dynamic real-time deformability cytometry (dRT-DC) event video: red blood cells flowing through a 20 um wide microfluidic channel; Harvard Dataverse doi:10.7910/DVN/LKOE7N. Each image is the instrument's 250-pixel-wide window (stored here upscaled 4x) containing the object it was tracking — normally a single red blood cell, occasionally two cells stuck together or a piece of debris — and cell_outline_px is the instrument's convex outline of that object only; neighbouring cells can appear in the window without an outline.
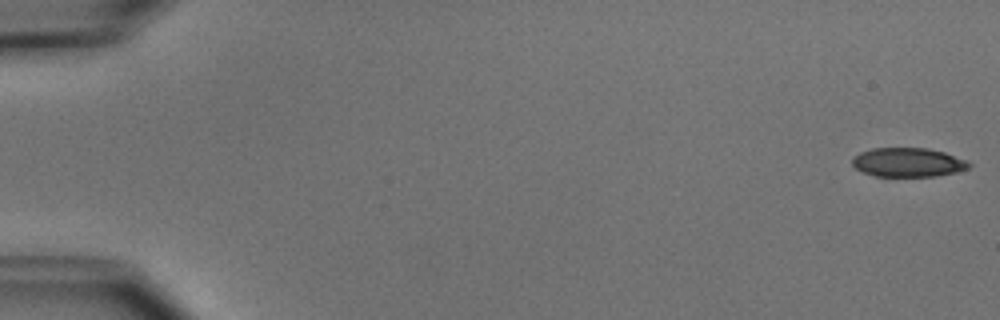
{"species": "common noctule bat (a hibernating species)", "species_latin": "Nyctalus noctula", "temperature_condition": "cold", "stored_images_in_passage": 4, "camera_frame_rate_fps": 3000, "um_per_image_px": 0.085, "animal": {"sex": "male", "body_mass_g": 15.6}, "frame": {"image": 1, "passage_image": 1, "time_ms": 0.0, "image_size_px": [1000, 320], "cell_outline_px": [[972, 164], [968, 168], [956, 172], [936, 176], [876, 176], [864, 172], [856, 168], [852, 164], [852, 156], [860, 152], [872, 148], [928, 148], [944, 152], [968, 160]], "centroid_in_image_um": [77.19, 13.79], "position_along_channel_um": 7.8, "area_um2": 19.83}}